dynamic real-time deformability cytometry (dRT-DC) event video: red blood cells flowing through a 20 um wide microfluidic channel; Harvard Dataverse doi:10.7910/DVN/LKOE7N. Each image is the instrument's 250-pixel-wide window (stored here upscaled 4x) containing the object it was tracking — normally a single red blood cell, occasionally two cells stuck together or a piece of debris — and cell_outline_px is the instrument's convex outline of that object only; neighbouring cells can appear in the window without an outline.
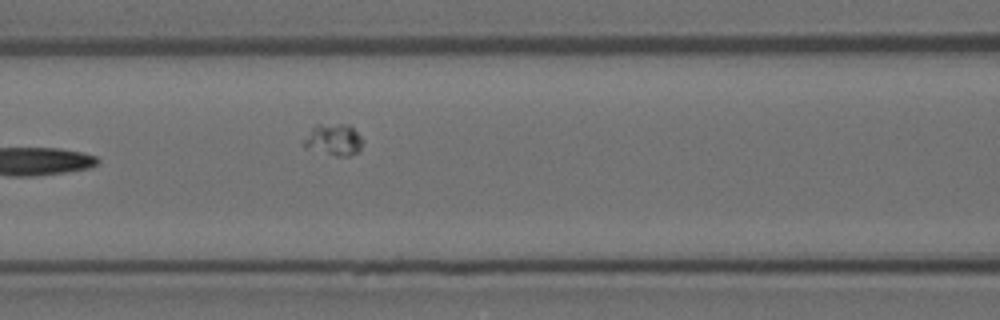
{"species": "Egyptian fruit bat (a non-hibernating species)", "species_latin": "Rousettus aegyptiacus", "temperature_condition": "room temperature", "stored_images_in_passage": 8, "segment_of_instrument_passage": [2, 2], "camera_frame_rate_fps": 3000, "um_per_image_px": 0.085, "animal": {"sex": "female"}, "frame": {"image": 1, "passage_image": 8, "time_ms": 2.333, "image_size_px": [1000, 320], "cell_outline_px": [[360, 148], [356, 152], [348, 156], [336, 156], [304, 144], [304, 140], [312, 128], [316, 124], [348, 124], [360, 136]], "centroid_in_image_um": [28.39, 11.84], "position_along_channel_um": 138.2, "area_um2": 10.12}}